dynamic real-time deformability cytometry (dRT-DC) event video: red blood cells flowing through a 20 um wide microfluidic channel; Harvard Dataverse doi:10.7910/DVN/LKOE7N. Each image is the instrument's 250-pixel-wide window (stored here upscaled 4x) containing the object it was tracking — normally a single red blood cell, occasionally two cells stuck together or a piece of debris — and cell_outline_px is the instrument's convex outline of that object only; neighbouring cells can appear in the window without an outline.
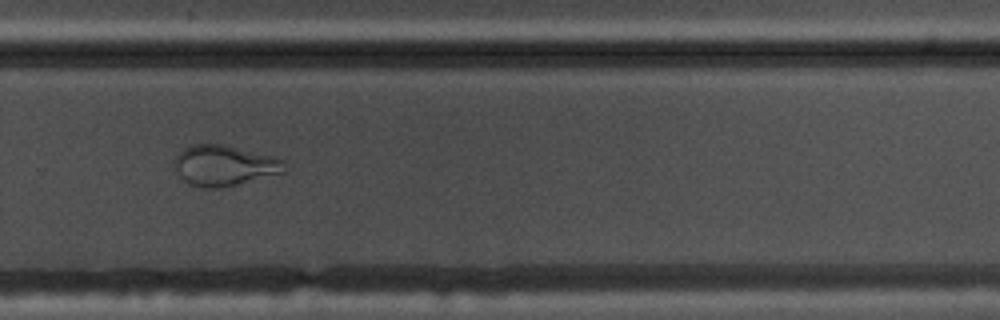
{"species": "common noctule bat (a hibernating species)", "species_latin": "Nyctalus noctula", "temperature_condition": "warm", "stored_images_in_passage": 40, "camera_frame_rate_fps": 3000, "um_per_image_px": 0.085, "animal": {"sex": "male", "body_mass_g": 17.5, "forearm_length_mm": 52.3}, "frame": {"image": 1, "passage_image": 23, "time_ms": 7.333, "image_size_px": [1000, 320], "cell_outline_px": [[288, 172], [220, 188], [204, 188], [188, 184], [180, 176], [176, 168], [176, 156], [184, 148], [192, 144], [224, 144], [276, 156], [284, 160]], "centroid_in_image_um": [19.14, 14.06], "position_along_channel_um": 310.7, "area_um2": 26.24}}